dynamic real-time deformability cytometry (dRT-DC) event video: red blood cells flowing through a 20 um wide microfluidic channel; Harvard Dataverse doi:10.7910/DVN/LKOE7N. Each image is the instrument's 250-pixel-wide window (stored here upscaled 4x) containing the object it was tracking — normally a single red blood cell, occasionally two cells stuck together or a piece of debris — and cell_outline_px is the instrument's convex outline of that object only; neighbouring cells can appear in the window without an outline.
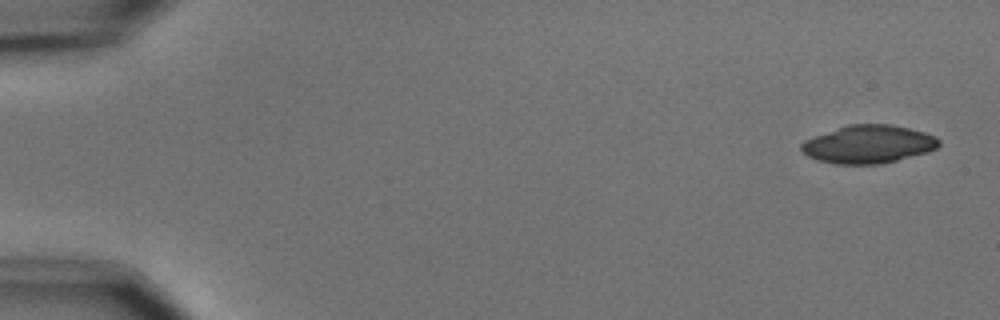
{"species": "common noctule bat (a hibernating species)", "species_latin": "Nyctalus noctula", "temperature_condition": "cold", "stored_images_in_passage": 4, "camera_frame_rate_fps": 3000, "um_per_image_px": 0.085, "animal": {"sex": "male", "body_mass_g": 15.6}, "frame": {"image": 1, "passage_image": 1, "time_ms": 0.0, "image_size_px": [1000, 320], "cell_outline_px": [[940, 144], [936, 148], [928, 152], [880, 164], [836, 164], [816, 160], [808, 156], [800, 148], [800, 144], [804, 140], [848, 124], [892, 124], [924, 132], [936, 136], [940, 140]], "centroid_in_image_um": [73.82, 12.26], "position_along_channel_um": 11.2, "area_um2": 30.46}}